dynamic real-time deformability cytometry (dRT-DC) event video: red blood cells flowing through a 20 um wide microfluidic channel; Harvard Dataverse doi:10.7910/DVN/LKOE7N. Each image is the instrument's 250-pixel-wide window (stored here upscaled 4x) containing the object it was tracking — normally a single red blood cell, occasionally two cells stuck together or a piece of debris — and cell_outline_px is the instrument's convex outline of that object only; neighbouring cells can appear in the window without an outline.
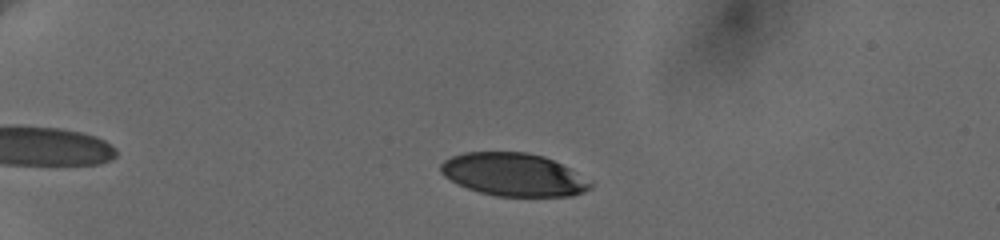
{"species": "human", "species_latin": "Homo sapiens", "temperature_condition": "cold", "stored_images_in_passage": 48, "camera_frame_rate_fps": 3000, "um_per_image_px": 0.085, "donor": {"sex": "female"}, "frame": {"image": 1, "passage_image": 9, "time_ms": 2.667, "image_size_px": [1000, 240], "cell_outline_px": [[592, 188], [584, 192], [572, 196], [496, 196], [480, 192], [468, 188], [444, 176], [440, 172], [440, 164], [444, 160], [452, 156], [464, 152], [528, 152], [544, 156], [568, 168], [592, 184]], "centroid_in_image_um": [43.62, 14.84], "position_along_channel_um": 41.4, "area_um2": 37.05}}
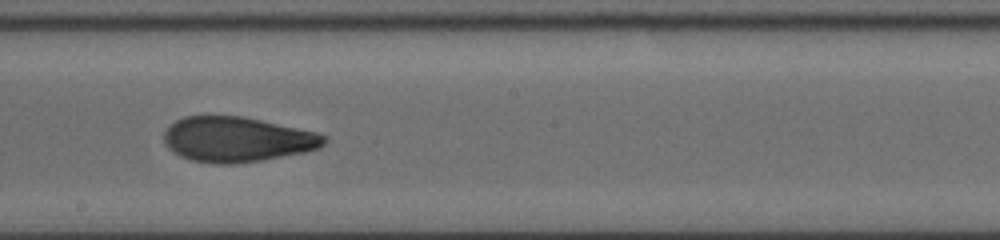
{"frame": {"image": 2, "passage_image": 30, "time_ms": 9.667, "image_size_px": [1000, 240], "cell_outline_px": [[328, 140], [320, 148], [304, 152], [260, 160], [236, 164], [216, 164], [192, 160], [180, 156], [172, 152], [164, 144], [164, 132], [176, 120], [184, 116], [240, 116], [320, 132], [328, 136]], "centroid_in_image_um": [20.17, 11.85], "position_along_channel_um": 228.0, "area_um2": 42.19}}
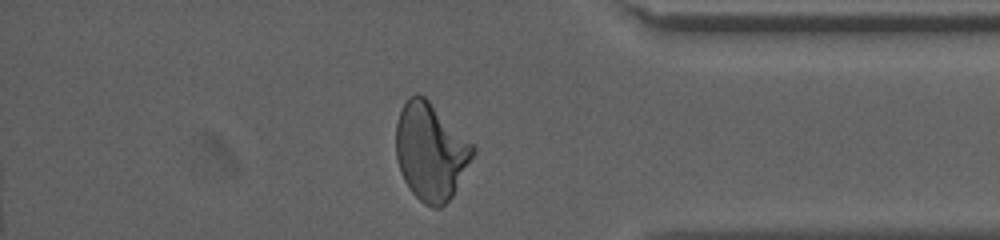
{"frame": {"image": 3, "passage_image": 45, "time_ms": 14.667, "image_size_px": [1000, 240], "cell_outline_px": [[476, 152], [452, 196], [440, 208], [432, 208], [424, 204], [412, 192], [404, 180], [400, 172], [396, 156], [396, 124], [400, 108], [408, 96], [424, 96], [476, 148]], "centroid_in_image_um": [36.59, 12.9], "position_along_channel_um": 398.6, "area_um2": 43.18}, "authors_computed_cell_mechanics": {"area_um2": 41.8183, "velocity_mm_per_s": 3.6485, "shape_relaxation_time_tau1_ms": 6.2093, "shape_relaxation_time_tau2_ms": 1.6927, "deformation_change_tau1": 0.2124, "deformation_change_tau2": 0.0825}}